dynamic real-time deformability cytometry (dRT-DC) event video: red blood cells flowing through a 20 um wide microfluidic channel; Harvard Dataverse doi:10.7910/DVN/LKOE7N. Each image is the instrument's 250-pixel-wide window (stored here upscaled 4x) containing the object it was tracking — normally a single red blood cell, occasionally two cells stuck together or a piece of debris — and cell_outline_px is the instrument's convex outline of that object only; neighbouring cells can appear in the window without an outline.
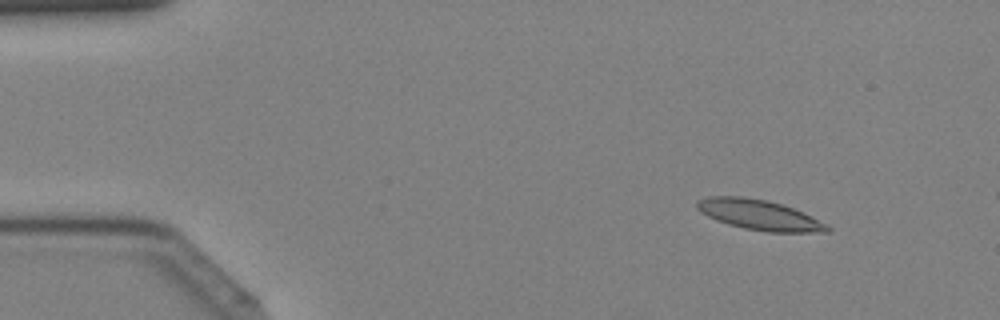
{"species": "Egyptian fruit bat (a non-hibernating species)", "species_latin": "Rousettus aegyptiacus", "temperature_condition": "cold", "stored_images_in_passage": 7, "camera_frame_rate_fps": 3000, "um_per_image_px": 0.085, "animal": {"sex": "female"}, "frame": {"image": 1, "passage_image": 1, "time_ms": 0.0, "image_size_px": [1000, 320], "cell_outline_px": [[832, 232], [768, 232], [744, 228], [728, 224], [716, 220], [700, 212], [696, 208], [696, 200], [708, 196], [740, 196], [768, 200], [792, 208], [832, 228]], "centroid_in_image_um": [64.46, 18.26], "position_along_channel_um": 20.5, "area_um2": 22.66}}